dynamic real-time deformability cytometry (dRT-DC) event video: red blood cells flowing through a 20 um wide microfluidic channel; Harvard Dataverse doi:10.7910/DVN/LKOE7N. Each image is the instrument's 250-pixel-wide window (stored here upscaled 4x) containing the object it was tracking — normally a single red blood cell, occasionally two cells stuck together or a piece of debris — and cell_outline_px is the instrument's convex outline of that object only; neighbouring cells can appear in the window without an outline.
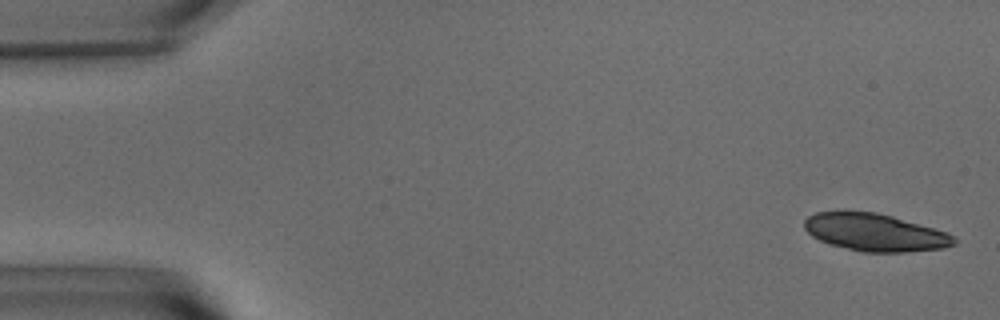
{"species": "common noctule bat (a hibernating species)", "species_latin": "Nyctalus noctula", "temperature_condition": "warm", "stored_images_in_passage": 12, "camera_frame_rate_fps": 3000, "um_per_image_px": 0.085, "animal": {"sex": "male", "body_mass_g": 15.6}, "frame": {"image": 1, "passage_image": 2, "time_ms": 0.333, "image_size_px": [1000, 320], "cell_outline_px": [[956, 244], [944, 248], [904, 252], [860, 252], [828, 244], [812, 236], [804, 228], [804, 220], [808, 216], [816, 212], [844, 208], [848, 208], [876, 212], [892, 216], [948, 232], [956, 240]], "centroid_in_image_um": [74.3, 19.72], "position_along_channel_um": 10.7, "area_um2": 33.52}}